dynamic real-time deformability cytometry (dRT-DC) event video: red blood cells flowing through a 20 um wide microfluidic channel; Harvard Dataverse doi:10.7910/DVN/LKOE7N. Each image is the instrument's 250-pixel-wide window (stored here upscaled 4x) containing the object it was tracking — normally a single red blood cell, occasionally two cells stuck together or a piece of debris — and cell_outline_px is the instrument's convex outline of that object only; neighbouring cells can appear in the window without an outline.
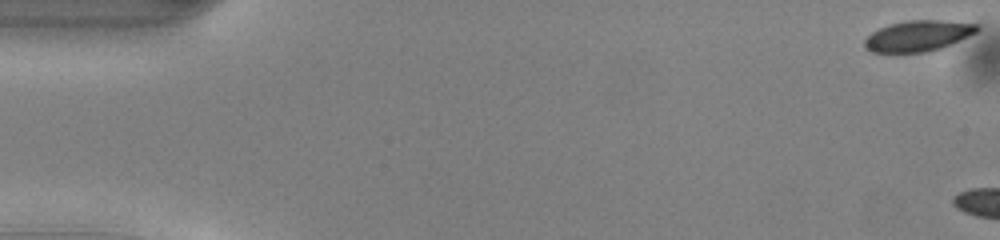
{"species": "common noctule bat (a hibernating species)", "species_latin": "Nyctalus noctula", "temperature_condition": "warm", "stored_images_in_passage": 5, "camera_frame_rate_fps": 3000, "um_per_image_px": 0.085, "animal": {"sex": "male", "body_mass_g": 13.0, "forearm_length_mm": 53.1}, "frame": {"image": 1, "passage_image": 1, "time_ms": 0.0, "image_size_px": [1000, 240], "cell_outline_px": [[980, 28], [976, 32], [940, 48], [928, 52], [872, 52], [864, 48], [864, 40], [872, 32], [880, 28], [892, 24], [908, 20], [940, 20], [976, 24]], "centroid_in_image_um": [78.0, 3.05], "position_along_channel_um": 7.0, "area_um2": 19.83}}